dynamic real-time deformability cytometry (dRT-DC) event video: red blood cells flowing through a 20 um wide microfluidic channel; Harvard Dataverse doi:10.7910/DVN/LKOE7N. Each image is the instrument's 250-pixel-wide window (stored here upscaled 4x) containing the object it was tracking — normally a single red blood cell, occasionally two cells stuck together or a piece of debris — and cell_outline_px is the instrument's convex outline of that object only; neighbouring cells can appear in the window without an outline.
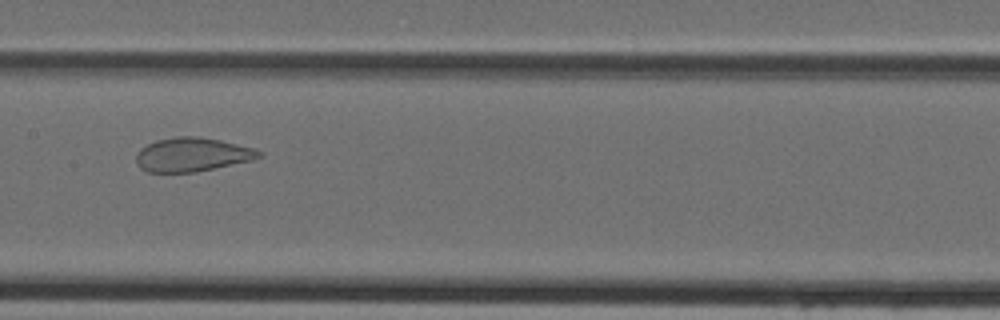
{"species": "Egyptian fruit bat (a non-hibernating species)", "species_latin": "Rousettus aegyptiacus", "temperature_condition": "cold", "stored_images_in_passage": 39, "camera_frame_rate_fps": 3000, "um_per_image_px": 0.085, "animal": {"sex": "female"}, "frame": {"image": 1, "passage_image": 17, "time_ms": 5.333, "image_size_px": [1000, 320], "cell_outline_px": [[264, 156], [252, 160], [196, 172], [148, 172], [140, 168], [136, 164], [136, 152], [140, 148], [156, 140], [176, 136], [196, 136], [220, 140], [256, 148], [264, 152]], "centroid_in_image_um": [16.35, 13.14], "position_along_channel_um": 191.0, "area_um2": 24.51}}
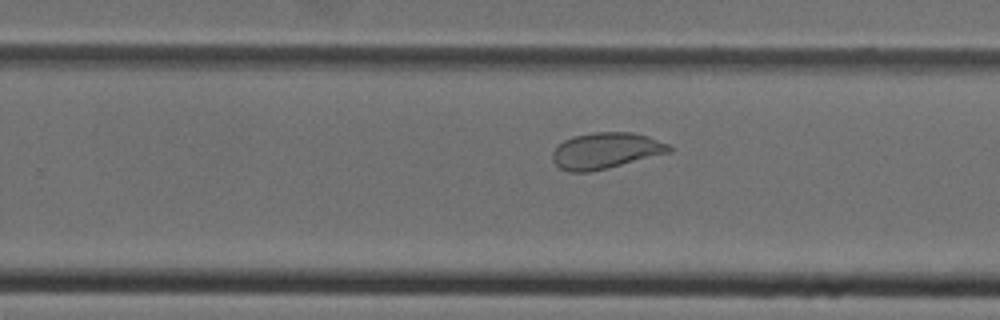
{"frame": {"image": 2, "passage_image": 23, "time_ms": 7.333, "image_size_px": [1000, 320], "cell_outline_px": [[672, 152], [608, 168], [588, 172], [568, 172], [560, 168], [552, 160], [552, 152], [564, 140], [572, 136], [596, 132], [632, 132], [648, 136], [668, 144], [672, 148]], "centroid_in_image_um": [51.49, 12.81], "position_along_channel_um": 278.3, "area_um2": 24.57}}
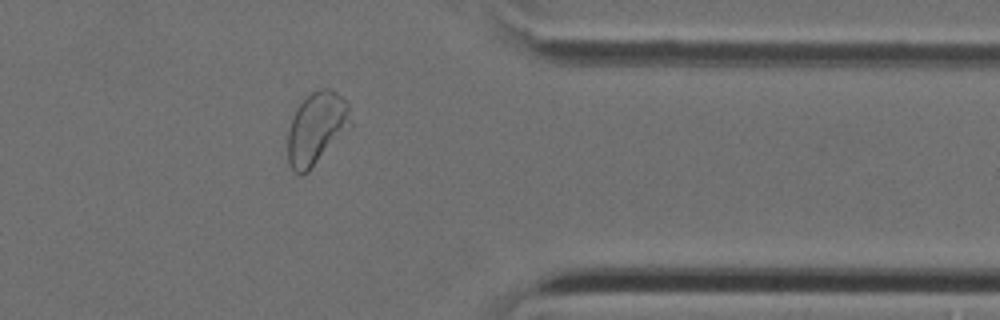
{"frame": {"image": 3, "passage_image": 31, "time_ms": 10.0, "image_size_px": [1000, 320], "cell_outline_px": [[352, 124], [308, 172], [300, 176], [292, 172], [288, 164], [288, 132], [292, 116], [296, 108], [312, 92], [320, 88], [328, 88], [336, 92], [348, 104]], "centroid_in_image_um": [26.87, 10.93], "position_along_channel_um": 384.5, "area_um2": 26.36}}